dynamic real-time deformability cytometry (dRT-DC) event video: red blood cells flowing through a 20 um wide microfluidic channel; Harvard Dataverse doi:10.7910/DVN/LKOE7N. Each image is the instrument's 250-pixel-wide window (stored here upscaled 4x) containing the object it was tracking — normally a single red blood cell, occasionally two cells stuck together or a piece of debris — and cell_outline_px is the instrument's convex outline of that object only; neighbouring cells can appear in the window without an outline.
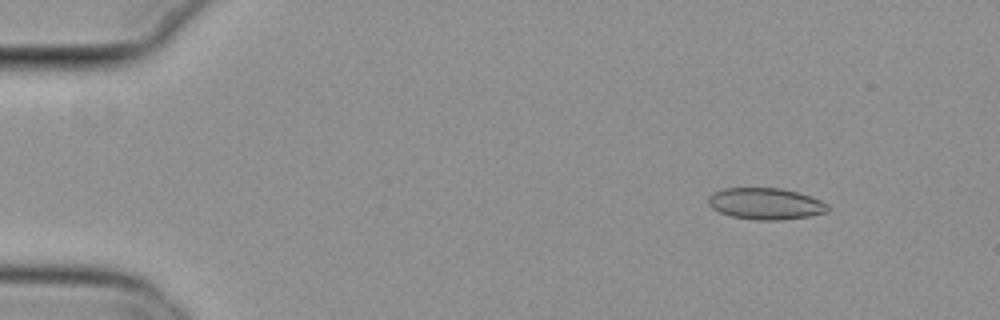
{"species": "common noctule bat (a hibernating species)", "species_latin": "Nyctalus noctula", "temperature_condition": "cold", "stored_images_in_passage": 55, "camera_frame_rate_fps": 3000, "um_per_image_px": 0.085, "animal": {"sex": "female", "body_mass_g": 29.2, "forearm_length_mm": 56.3}, "frame": {"image": 1, "passage_image": 7, "time_ms": 2.0, "image_size_px": [1000, 320], "cell_outline_px": [[828, 212], [808, 216], [780, 220], [752, 220], [732, 216], [720, 212], [712, 208], [708, 204], [708, 196], [724, 188], [780, 188], [796, 192], [820, 200], [828, 204]], "centroid_in_image_um": [65.06, 17.32], "position_along_channel_um": 19.9, "area_um2": 21.79}}
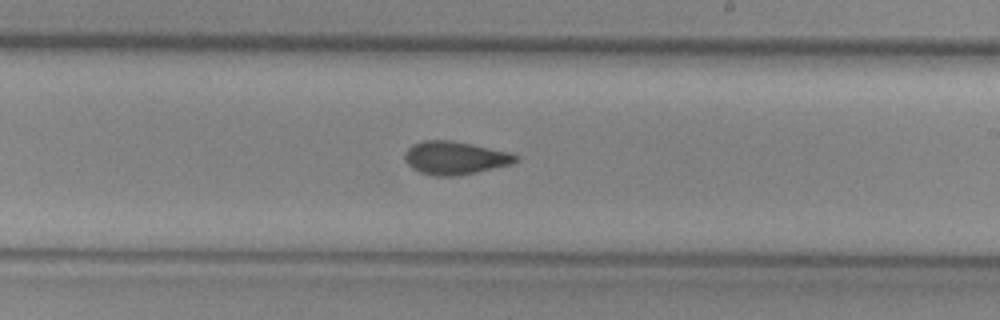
{"frame": {"image": 2, "passage_image": 33, "time_ms": 10.667, "image_size_px": [1000, 320], "cell_outline_px": [[520, 160], [512, 164], [460, 176], [436, 176], [420, 172], [412, 168], [404, 160], [404, 152], [412, 144], [424, 140], [452, 140], [512, 152], [520, 156]], "centroid_in_image_um": [38.71, 13.42], "position_along_channel_um": 250.3, "area_um2": 21.79}}
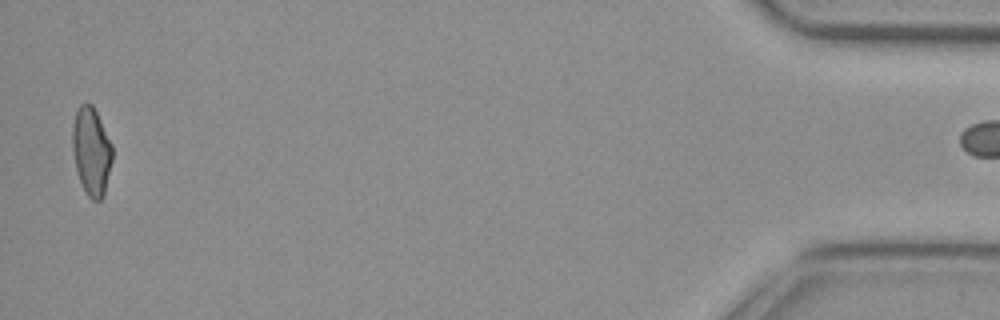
{"frame": {"image": 3, "passage_image": 54, "time_ms": 17.667, "image_size_px": [1000, 320], "cell_outline_px": [[112, 160], [104, 196], [100, 200], [92, 200], [88, 196], [80, 180], [76, 168], [72, 148], [72, 128], [76, 112], [80, 104], [92, 104], [112, 144]], "centroid_in_image_um": [7.77, 12.87], "position_along_channel_um": 427.4, "area_um2": 20.23}}